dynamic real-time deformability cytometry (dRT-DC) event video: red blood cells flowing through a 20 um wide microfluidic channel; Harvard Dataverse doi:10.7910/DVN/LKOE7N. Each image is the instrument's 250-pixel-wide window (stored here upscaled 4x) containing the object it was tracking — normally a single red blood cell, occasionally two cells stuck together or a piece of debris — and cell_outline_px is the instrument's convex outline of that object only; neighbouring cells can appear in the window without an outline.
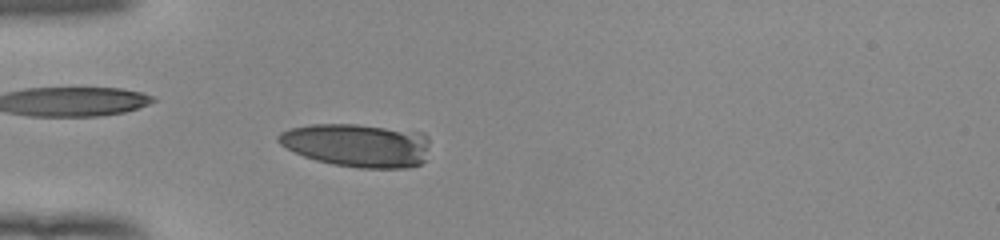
{"species": "human", "species_latin": "Homo sapiens", "temperature_condition": "room temperature", "stored_images_in_passage": 50, "camera_frame_rate_fps": 3000, "um_per_image_px": 0.085, "donor": {"sex": "female"}, "frame": {"image": 1, "passage_image": 14, "time_ms": 4.333, "image_size_px": [1000, 240], "cell_outline_px": [[428, 144], [424, 160], [420, 164], [408, 168], [360, 168], [332, 164], [316, 160], [304, 156], [280, 144], [276, 140], [276, 136], [280, 132], [288, 128], [308, 124], [356, 124], [424, 132], [428, 136]], "centroid_in_image_um": [30.35, 12.33], "position_along_channel_um": 54.7, "area_um2": 38.49}}
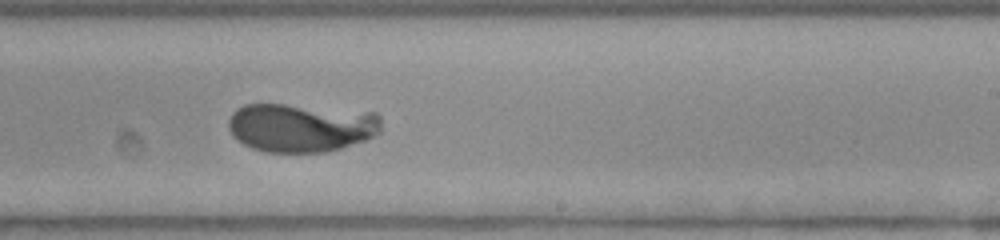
{"frame": {"image": 2, "passage_image": 31, "time_ms": 10.0, "image_size_px": [1000, 240], "cell_outline_px": [[380, 132], [364, 140], [328, 152], [264, 152], [252, 148], [236, 140], [232, 136], [228, 128], [228, 120], [232, 112], [236, 108], [244, 104], [284, 104], [376, 112], [380, 116]], "centroid_in_image_um": [25.54, 10.84], "position_along_channel_um": 263.5, "area_um2": 43.64}}
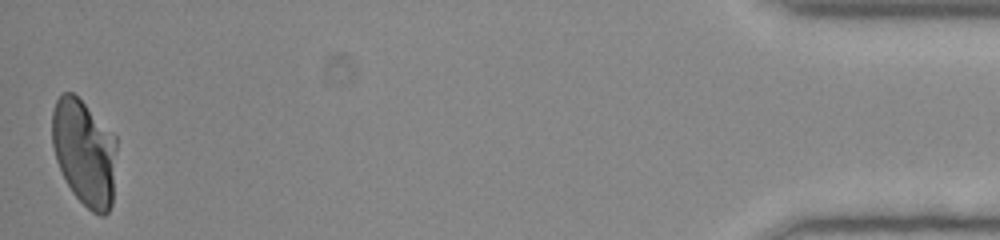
{"frame": {"image": 3, "passage_image": 50, "time_ms": 16.333, "image_size_px": [1000, 240], "cell_outline_px": [[116, 148], [112, 204], [108, 212], [104, 216], [100, 216], [92, 212], [72, 192], [56, 160], [52, 144], [52, 112], [56, 100], [64, 92], [72, 92], [116, 136]], "centroid_in_image_um": [7.17, 12.97], "position_along_channel_um": 428.0, "area_um2": 39.65}}